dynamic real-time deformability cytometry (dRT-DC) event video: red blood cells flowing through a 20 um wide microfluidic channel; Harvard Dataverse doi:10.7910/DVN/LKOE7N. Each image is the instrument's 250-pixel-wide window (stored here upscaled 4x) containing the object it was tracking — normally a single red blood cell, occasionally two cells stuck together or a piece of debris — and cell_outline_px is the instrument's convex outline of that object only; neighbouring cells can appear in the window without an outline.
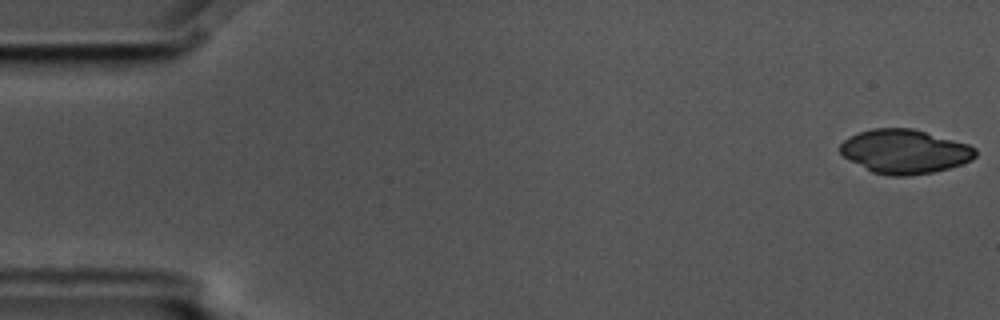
{"species": "common noctule bat (a hibernating species)", "species_latin": "Nyctalus noctula", "temperature_condition": "cold", "stored_images_in_passage": 10, "camera_frame_rate_fps": 3000, "um_per_image_px": 0.085, "animal": {"sex": "male", "body_mass_g": 17.5, "forearm_length_mm": 52.3}, "frame": {"image": 1, "passage_image": 1, "time_ms": 0.0, "image_size_px": [1000, 320], "cell_outline_px": [[976, 156], [972, 160], [948, 168], [932, 172], [908, 176], [888, 176], [872, 172], [848, 160], [840, 152], [840, 144], [848, 136], [872, 128], [912, 128], [968, 144], [976, 148]], "centroid_in_image_um": [76.87, 12.88], "position_along_channel_um": 8.1, "area_um2": 34.74}}